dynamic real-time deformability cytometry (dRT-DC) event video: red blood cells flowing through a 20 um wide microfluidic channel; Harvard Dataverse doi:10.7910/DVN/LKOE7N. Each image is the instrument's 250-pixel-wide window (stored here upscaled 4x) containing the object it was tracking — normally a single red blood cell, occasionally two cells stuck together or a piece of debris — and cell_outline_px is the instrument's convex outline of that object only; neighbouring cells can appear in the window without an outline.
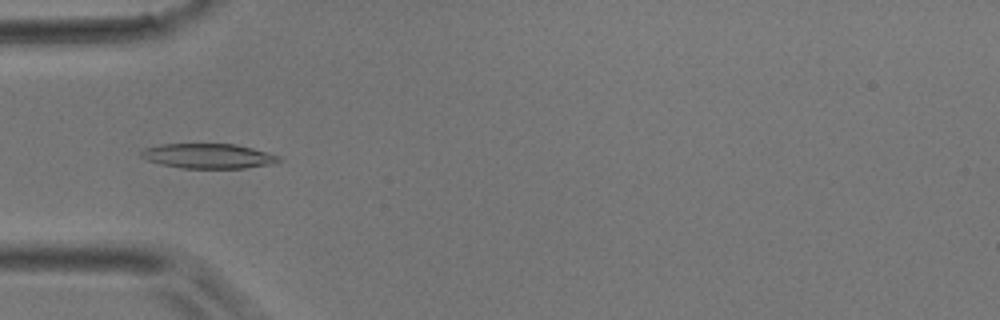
{"species": "common noctule bat (a hibernating species)", "species_latin": "Nyctalus noctula", "temperature_condition": "room temperature", "stored_images_in_passage": 3, "camera_frame_rate_fps": 3000, "um_per_image_px": 0.085, "animal": {"sex": "male", "body_mass_g": 17.9}, "frame": {"image": 1, "passage_image": 3, "time_ms": 0.667, "image_size_px": [1000, 320], "cell_outline_px": [[284, 160], [272, 164], [244, 168], [180, 168], [160, 164], [148, 160], [140, 156], [140, 152], [144, 148], [160, 144], [236, 144], [252, 148], [280, 156]], "centroid_in_image_um": [17.71, 13.26], "position_along_channel_um": 67.3, "area_um2": 20.0}}